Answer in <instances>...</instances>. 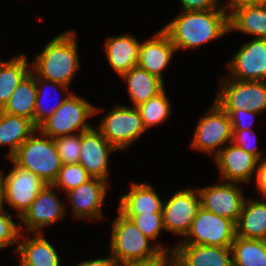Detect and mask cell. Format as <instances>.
I'll use <instances>...</instances> for the list:
<instances>
[{
    "mask_svg": "<svg viewBox=\"0 0 266 266\" xmlns=\"http://www.w3.org/2000/svg\"><path fill=\"white\" fill-rule=\"evenodd\" d=\"M92 177L80 163L62 164L57 179L53 183L56 190L60 189L68 192L69 190L86 183Z\"/></svg>",
    "mask_w": 266,
    "mask_h": 266,
    "instance_id": "obj_32",
    "label": "cell"
},
{
    "mask_svg": "<svg viewBox=\"0 0 266 266\" xmlns=\"http://www.w3.org/2000/svg\"><path fill=\"white\" fill-rule=\"evenodd\" d=\"M107 61L119 76L138 65L140 41L135 36L124 34L105 40Z\"/></svg>",
    "mask_w": 266,
    "mask_h": 266,
    "instance_id": "obj_20",
    "label": "cell"
},
{
    "mask_svg": "<svg viewBox=\"0 0 266 266\" xmlns=\"http://www.w3.org/2000/svg\"><path fill=\"white\" fill-rule=\"evenodd\" d=\"M109 187L107 181L91 178L86 183L66 192L74 218L80 220L83 218L89 221L103 219L102 207Z\"/></svg>",
    "mask_w": 266,
    "mask_h": 266,
    "instance_id": "obj_16",
    "label": "cell"
},
{
    "mask_svg": "<svg viewBox=\"0 0 266 266\" xmlns=\"http://www.w3.org/2000/svg\"><path fill=\"white\" fill-rule=\"evenodd\" d=\"M232 143L242 148L247 153L252 154L258 160L263 157L262 150L257 148V138L255 132L250 130H233Z\"/></svg>",
    "mask_w": 266,
    "mask_h": 266,
    "instance_id": "obj_36",
    "label": "cell"
},
{
    "mask_svg": "<svg viewBox=\"0 0 266 266\" xmlns=\"http://www.w3.org/2000/svg\"><path fill=\"white\" fill-rule=\"evenodd\" d=\"M202 116L197 122L191 147L215 157L221 149L232 142L230 117L215 100Z\"/></svg>",
    "mask_w": 266,
    "mask_h": 266,
    "instance_id": "obj_7",
    "label": "cell"
},
{
    "mask_svg": "<svg viewBox=\"0 0 266 266\" xmlns=\"http://www.w3.org/2000/svg\"><path fill=\"white\" fill-rule=\"evenodd\" d=\"M62 164L79 163L81 133L54 139Z\"/></svg>",
    "mask_w": 266,
    "mask_h": 266,
    "instance_id": "obj_34",
    "label": "cell"
},
{
    "mask_svg": "<svg viewBox=\"0 0 266 266\" xmlns=\"http://www.w3.org/2000/svg\"><path fill=\"white\" fill-rule=\"evenodd\" d=\"M228 78L266 81V39L254 38L240 46L227 63Z\"/></svg>",
    "mask_w": 266,
    "mask_h": 266,
    "instance_id": "obj_13",
    "label": "cell"
},
{
    "mask_svg": "<svg viewBox=\"0 0 266 266\" xmlns=\"http://www.w3.org/2000/svg\"><path fill=\"white\" fill-rule=\"evenodd\" d=\"M117 261L116 259L111 255L106 258H100V259H92V260H86L82 261L79 264H76V266H116Z\"/></svg>",
    "mask_w": 266,
    "mask_h": 266,
    "instance_id": "obj_41",
    "label": "cell"
},
{
    "mask_svg": "<svg viewBox=\"0 0 266 266\" xmlns=\"http://www.w3.org/2000/svg\"><path fill=\"white\" fill-rule=\"evenodd\" d=\"M236 236L266 240V199L245 198L236 223Z\"/></svg>",
    "mask_w": 266,
    "mask_h": 266,
    "instance_id": "obj_24",
    "label": "cell"
},
{
    "mask_svg": "<svg viewBox=\"0 0 266 266\" xmlns=\"http://www.w3.org/2000/svg\"><path fill=\"white\" fill-rule=\"evenodd\" d=\"M10 161L33 172L47 185H53L62 167L54 139L38 129L18 148Z\"/></svg>",
    "mask_w": 266,
    "mask_h": 266,
    "instance_id": "obj_3",
    "label": "cell"
},
{
    "mask_svg": "<svg viewBox=\"0 0 266 266\" xmlns=\"http://www.w3.org/2000/svg\"><path fill=\"white\" fill-rule=\"evenodd\" d=\"M31 71L26 54H18L5 61L0 68V110L9 102L10 96L22 79Z\"/></svg>",
    "mask_w": 266,
    "mask_h": 266,
    "instance_id": "obj_28",
    "label": "cell"
},
{
    "mask_svg": "<svg viewBox=\"0 0 266 266\" xmlns=\"http://www.w3.org/2000/svg\"><path fill=\"white\" fill-rule=\"evenodd\" d=\"M116 266H173V253L161 251L153 258L117 261Z\"/></svg>",
    "mask_w": 266,
    "mask_h": 266,
    "instance_id": "obj_38",
    "label": "cell"
},
{
    "mask_svg": "<svg viewBox=\"0 0 266 266\" xmlns=\"http://www.w3.org/2000/svg\"><path fill=\"white\" fill-rule=\"evenodd\" d=\"M112 225L110 255L116 261L153 258L161 251L174 252L175 247L170 250L160 242H150L152 240L145 236L133 221L119 210Z\"/></svg>",
    "mask_w": 266,
    "mask_h": 266,
    "instance_id": "obj_4",
    "label": "cell"
},
{
    "mask_svg": "<svg viewBox=\"0 0 266 266\" xmlns=\"http://www.w3.org/2000/svg\"><path fill=\"white\" fill-rule=\"evenodd\" d=\"M32 238L19 241L15 251L20 257L19 266H60V257L55 247L44 237L42 233H33Z\"/></svg>",
    "mask_w": 266,
    "mask_h": 266,
    "instance_id": "obj_21",
    "label": "cell"
},
{
    "mask_svg": "<svg viewBox=\"0 0 266 266\" xmlns=\"http://www.w3.org/2000/svg\"><path fill=\"white\" fill-rule=\"evenodd\" d=\"M5 208L0 209V250L13 246L21 240V227L13 221L14 215H9Z\"/></svg>",
    "mask_w": 266,
    "mask_h": 266,
    "instance_id": "obj_35",
    "label": "cell"
},
{
    "mask_svg": "<svg viewBox=\"0 0 266 266\" xmlns=\"http://www.w3.org/2000/svg\"><path fill=\"white\" fill-rule=\"evenodd\" d=\"M254 183L261 199H266V156L258 160Z\"/></svg>",
    "mask_w": 266,
    "mask_h": 266,
    "instance_id": "obj_40",
    "label": "cell"
},
{
    "mask_svg": "<svg viewBox=\"0 0 266 266\" xmlns=\"http://www.w3.org/2000/svg\"><path fill=\"white\" fill-rule=\"evenodd\" d=\"M175 52L169 35L161 28L150 39L140 43L138 66L164 81L162 72Z\"/></svg>",
    "mask_w": 266,
    "mask_h": 266,
    "instance_id": "obj_19",
    "label": "cell"
},
{
    "mask_svg": "<svg viewBox=\"0 0 266 266\" xmlns=\"http://www.w3.org/2000/svg\"><path fill=\"white\" fill-rule=\"evenodd\" d=\"M237 184L224 181L197 189L201 207L236 224L246 198Z\"/></svg>",
    "mask_w": 266,
    "mask_h": 266,
    "instance_id": "obj_12",
    "label": "cell"
},
{
    "mask_svg": "<svg viewBox=\"0 0 266 266\" xmlns=\"http://www.w3.org/2000/svg\"><path fill=\"white\" fill-rule=\"evenodd\" d=\"M96 129L118 151L127 149L147 132L137 107L120 104H116L102 117Z\"/></svg>",
    "mask_w": 266,
    "mask_h": 266,
    "instance_id": "obj_6",
    "label": "cell"
},
{
    "mask_svg": "<svg viewBox=\"0 0 266 266\" xmlns=\"http://www.w3.org/2000/svg\"><path fill=\"white\" fill-rule=\"evenodd\" d=\"M4 62H5V61L1 60V58H0V68H1V66L4 64Z\"/></svg>",
    "mask_w": 266,
    "mask_h": 266,
    "instance_id": "obj_44",
    "label": "cell"
},
{
    "mask_svg": "<svg viewBox=\"0 0 266 266\" xmlns=\"http://www.w3.org/2000/svg\"><path fill=\"white\" fill-rule=\"evenodd\" d=\"M228 11V8L182 11L162 29L169 35L176 52L180 49L194 50L230 33Z\"/></svg>",
    "mask_w": 266,
    "mask_h": 266,
    "instance_id": "obj_1",
    "label": "cell"
},
{
    "mask_svg": "<svg viewBox=\"0 0 266 266\" xmlns=\"http://www.w3.org/2000/svg\"><path fill=\"white\" fill-rule=\"evenodd\" d=\"M256 4H266V0H229L228 3H225L229 11L235 6L256 5Z\"/></svg>",
    "mask_w": 266,
    "mask_h": 266,
    "instance_id": "obj_42",
    "label": "cell"
},
{
    "mask_svg": "<svg viewBox=\"0 0 266 266\" xmlns=\"http://www.w3.org/2000/svg\"><path fill=\"white\" fill-rule=\"evenodd\" d=\"M236 237V224L200 207L189 232L178 244L231 247Z\"/></svg>",
    "mask_w": 266,
    "mask_h": 266,
    "instance_id": "obj_9",
    "label": "cell"
},
{
    "mask_svg": "<svg viewBox=\"0 0 266 266\" xmlns=\"http://www.w3.org/2000/svg\"><path fill=\"white\" fill-rule=\"evenodd\" d=\"M128 191L119 199L118 210L122 214L162 213L164 202L153 186L134 182Z\"/></svg>",
    "mask_w": 266,
    "mask_h": 266,
    "instance_id": "obj_22",
    "label": "cell"
},
{
    "mask_svg": "<svg viewBox=\"0 0 266 266\" xmlns=\"http://www.w3.org/2000/svg\"><path fill=\"white\" fill-rule=\"evenodd\" d=\"M182 11H208L216 8H227L221 0H179Z\"/></svg>",
    "mask_w": 266,
    "mask_h": 266,
    "instance_id": "obj_39",
    "label": "cell"
},
{
    "mask_svg": "<svg viewBox=\"0 0 266 266\" xmlns=\"http://www.w3.org/2000/svg\"><path fill=\"white\" fill-rule=\"evenodd\" d=\"M13 165L8 174L3 175L4 203L8 209H15L20 219L47 184L33 172Z\"/></svg>",
    "mask_w": 266,
    "mask_h": 266,
    "instance_id": "obj_10",
    "label": "cell"
},
{
    "mask_svg": "<svg viewBox=\"0 0 266 266\" xmlns=\"http://www.w3.org/2000/svg\"><path fill=\"white\" fill-rule=\"evenodd\" d=\"M124 215L130 218L140 231L153 241L157 240L160 233H162V230L165 231L163 225V213Z\"/></svg>",
    "mask_w": 266,
    "mask_h": 266,
    "instance_id": "obj_33",
    "label": "cell"
},
{
    "mask_svg": "<svg viewBox=\"0 0 266 266\" xmlns=\"http://www.w3.org/2000/svg\"><path fill=\"white\" fill-rule=\"evenodd\" d=\"M36 94V74L31 70L18 84L2 111L26 117L34 123Z\"/></svg>",
    "mask_w": 266,
    "mask_h": 266,
    "instance_id": "obj_27",
    "label": "cell"
},
{
    "mask_svg": "<svg viewBox=\"0 0 266 266\" xmlns=\"http://www.w3.org/2000/svg\"><path fill=\"white\" fill-rule=\"evenodd\" d=\"M4 171L0 170V209L4 208L5 204H4V193H3V175H4Z\"/></svg>",
    "mask_w": 266,
    "mask_h": 266,
    "instance_id": "obj_43",
    "label": "cell"
},
{
    "mask_svg": "<svg viewBox=\"0 0 266 266\" xmlns=\"http://www.w3.org/2000/svg\"><path fill=\"white\" fill-rule=\"evenodd\" d=\"M165 92L164 89L157 96L137 107L146 130L155 125L162 124L170 116L171 103Z\"/></svg>",
    "mask_w": 266,
    "mask_h": 266,
    "instance_id": "obj_31",
    "label": "cell"
},
{
    "mask_svg": "<svg viewBox=\"0 0 266 266\" xmlns=\"http://www.w3.org/2000/svg\"><path fill=\"white\" fill-rule=\"evenodd\" d=\"M173 266H233L231 247L177 244Z\"/></svg>",
    "mask_w": 266,
    "mask_h": 266,
    "instance_id": "obj_18",
    "label": "cell"
},
{
    "mask_svg": "<svg viewBox=\"0 0 266 266\" xmlns=\"http://www.w3.org/2000/svg\"><path fill=\"white\" fill-rule=\"evenodd\" d=\"M53 185H46L39 192L31 206L20 217V227L31 233H42L48 225L60 221L66 214L65 205L57 196ZM23 224V225H22Z\"/></svg>",
    "mask_w": 266,
    "mask_h": 266,
    "instance_id": "obj_14",
    "label": "cell"
},
{
    "mask_svg": "<svg viewBox=\"0 0 266 266\" xmlns=\"http://www.w3.org/2000/svg\"><path fill=\"white\" fill-rule=\"evenodd\" d=\"M214 158L222 181L243 184L253 181L258 159L234 143L227 144Z\"/></svg>",
    "mask_w": 266,
    "mask_h": 266,
    "instance_id": "obj_17",
    "label": "cell"
},
{
    "mask_svg": "<svg viewBox=\"0 0 266 266\" xmlns=\"http://www.w3.org/2000/svg\"><path fill=\"white\" fill-rule=\"evenodd\" d=\"M230 32L266 39V4L235 6L229 11Z\"/></svg>",
    "mask_w": 266,
    "mask_h": 266,
    "instance_id": "obj_25",
    "label": "cell"
},
{
    "mask_svg": "<svg viewBox=\"0 0 266 266\" xmlns=\"http://www.w3.org/2000/svg\"><path fill=\"white\" fill-rule=\"evenodd\" d=\"M200 205V197L196 189H180L163 203V225L165 231L184 238L189 232Z\"/></svg>",
    "mask_w": 266,
    "mask_h": 266,
    "instance_id": "obj_11",
    "label": "cell"
},
{
    "mask_svg": "<svg viewBox=\"0 0 266 266\" xmlns=\"http://www.w3.org/2000/svg\"><path fill=\"white\" fill-rule=\"evenodd\" d=\"M230 117L232 130H250L256 115V112L242 109H223Z\"/></svg>",
    "mask_w": 266,
    "mask_h": 266,
    "instance_id": "obj_37",
    "label": "cell"
},
{
    "mask_svg": "<svg viewBox=\"0 0 266 266\" xmlns=\"http://www.w3.org/2000/svg\"><path fill=\"white\" fill-rule=\"evenodd\" d=\"M118 151L95 128L81 133V147L79 163L85 168L92 178L107 181L109 154Z\"/></svg>",
    "mask_w": 266,
    "mask_h": 266,
    "instance_id": "obj_15",
    "label": "cell"
},
{
    "mask_svg": "<svg viewBox=\"0 0 266 266\" xmlns=\"http://www.w3.org/2000/svg\"><path fill=\"white\" fill-rule=\"evenodd\" d=\"M121 78L127 84V93L132 100L133 107H138L165 89L163 80L138 65L124 73Z\"/></svg>",
    "mask_w": 266,
    "mask_h": 266,
    "instance_id": "obj_23",
    "label": "cell"
},
{
    "mask_svg": "<svg viewBox=\"0 0 266 266\" xmlns=\"http://www.w3.org/2000/svg\"><path fill=\"white\" fill-rule=\"evenodd\" d=\"M37 130L30 119L0 110V146H9L10 159L18 148Z\"/></svg>",
    "mask_w": 266,
    "mask_h": 266,
    "instance_id": "obj_26",
    "label": "cell"
},
{
    "mask_svg": "<svg viewBox=\"0 0 266 266\" xmlns=\"http://www.w3.org/2000/svg\"><path fill=\"white\" fill-rule=\"evenodd\" d=\"M222 80V81H221ZM215 102L222 109L266 111V81H239L221 77Z\"/></svg>",
    "mask_w": 266,
    "mask_h": 266,
    "instance_id": "obj_8",
    "label": "cell"
},
{
    "mask_svg": "<svg viewBox=\"0 0 266 266\" xmlns=\"http://www.w3.org/2000/svg\"><path fill=\"white\" fill-rule=\"evenodd\" d=\"M100 111L102 109L72 93L38 130L53 139L77 132L82 133L92 128L87 119L97 115Z\"/></svg>",
    "mask_w": 266,
    "mask_h": 266,
    "instance_id": "obj_5",
    "label": "cell"
},
{
    "mask_svg": "<svg viewBox=\"0 0 266 266\" xmlns=\"http://www.w3.org/2000/svg\"><path fill=\"white\" fill-rule=\"evenodd\" d=\"M76 39L74 30L64 31L51 39L31 61V70L42 79L69 87L81 68Z\"/></svg>",
    "mask_w": 266,
    "mask_h": 266,
    "instance_id": "obj_2",
    "label": "cell"
},
{
    "mask_svg": "<svg viewBox=\"0 0 266 266\" xmlns=\"http://www.w3.org/2000/svg\"><path fill=\"white\" fill-rule=\"evenodd\" d=\"M231 250L233 266H266V240L236 236Z\"/></svg>",
    "mask_w": 266,
    "mask_h": 266,
    "instance_id": "obj_29",
    "label": "cell"
},
{
    "mask_svg": "<svg viewBox=\"0 0 266 266\" xmlns=\"http://www.w3.org/2000/svg\"><path fill=\"white\" fill-rule=\"evenodd\" d=\"M39 84L41 87L39 86ZM36 87H37V94H36L35 110H34V126L38 129L50 116H52L55 113V111L63 104V102L72 94V92L70 93V91L69 92L67 91L69 87L66 85L42 79L37 75H36ZM48 88L52 89L54 88V90L56 89L58 90V92L62 91V93L60 94L61 98L56 99L58 100L56 101L57 103L55 102L56 104L54 103L55 105L52 104V106L48 105L49 107L47 106V104H50V102L47 104L44 102L43 104V98L45 97V94L47 95L45 89Z\"/></svg>",
    "mask_w": 266,
    "mask_h": 266,
    "instance_id": "obj_30",
    "label": "cell"
}]
</instances>
